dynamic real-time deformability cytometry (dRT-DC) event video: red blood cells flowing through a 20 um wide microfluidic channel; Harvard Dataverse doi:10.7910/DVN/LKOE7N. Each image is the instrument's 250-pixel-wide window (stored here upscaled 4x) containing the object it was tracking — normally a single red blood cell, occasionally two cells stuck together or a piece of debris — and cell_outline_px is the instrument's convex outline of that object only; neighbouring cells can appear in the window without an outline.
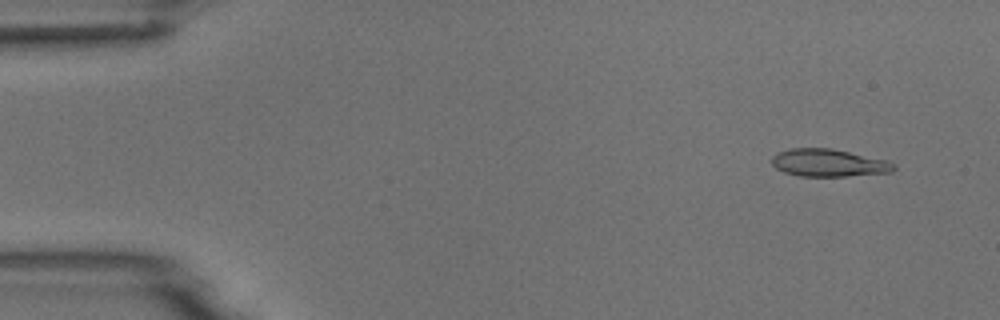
{"species": "common noctule bat (a hibernating species)", "species_latin": "Nyctalus noctula", "temperature_condition": "room temperature", "stored_images_in_passage": 4, "camera_frame_rate_fps": 3000, "um_per_image_px": 0.085, "animal": {"sex": "male", "body_mass_g": 18.8}, "frame": {"image": 1, "passage_image": 1, "time_ms": 0.0, "image_size_px": [1000, 320], "cell_outline_px": [[896, 168], [892, 172], [848, 176], [800, 176], [784, 172], [776, 168], [772, 164], [772, 156], [776, 152], [792, 148], [832, 148], [888, 160], [896, 164]], "centroid_in_image_um": [70.45, 13.84], "position_along_channel_um": 14.5, "area_um2": 19.77}}
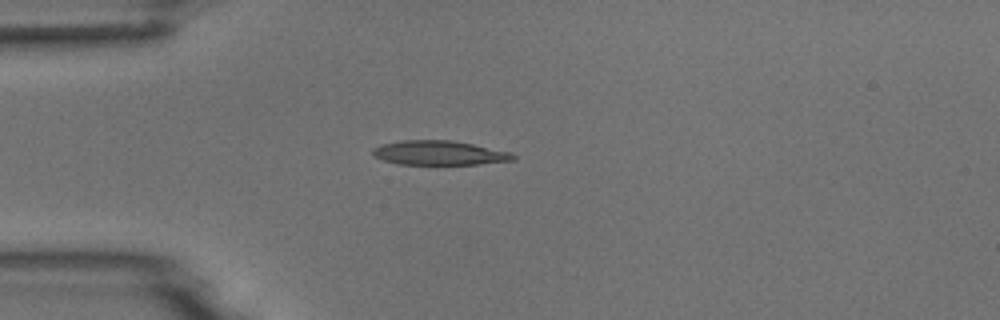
{"frame": {"image": 2, "passage_image": 4, "time_ms": 3.333, "image_size_px": [1000, 320], "cell_outline_px": [[516, 160], [476, 164], [396, 164], [372, 156], [372, 148], [380, 144], [400, 140], [452, 140], [512, 152], [516, 156]], "centroid_in_image_um": [37.31, 12.99], "position_along_channel_um": 47.7, "area_um2": 20.06}}